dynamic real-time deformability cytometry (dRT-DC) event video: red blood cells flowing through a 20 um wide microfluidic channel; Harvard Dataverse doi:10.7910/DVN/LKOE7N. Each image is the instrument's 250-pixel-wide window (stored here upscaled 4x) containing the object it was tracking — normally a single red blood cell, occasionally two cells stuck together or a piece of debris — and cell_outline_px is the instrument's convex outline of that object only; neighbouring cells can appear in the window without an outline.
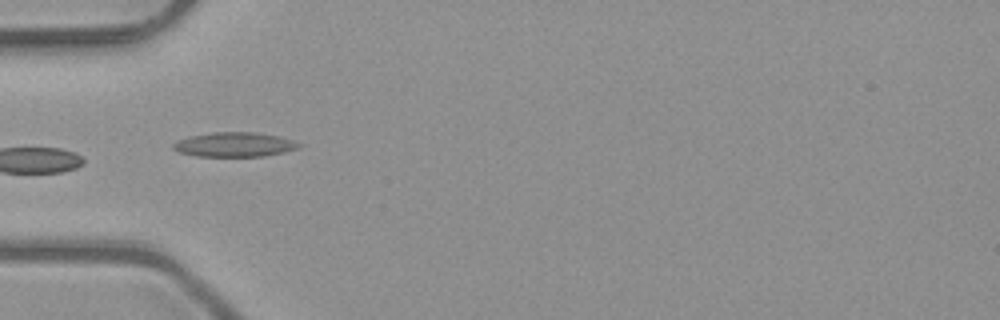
{"species": "common noctule bat (a hibernating species)", "species_latin": "Nyctalus noctula", "temperature_condition": "room temperature", "stored_images_in_passage": 5, "camera_frame_rate_fps": 3000, "um_per_image_px": 0.085, "animal": {"sex": "male", "body_mass_g": 23.1, "forearm_length_mm": 52.7}, "frame": {"image": 1, "passage_image": 5, "time_ms": 1.333, "image_size_px": [1000, 320], "cell_outline_px": [[300, 144], [296, 148], [284, 152], [264, 156], [196, 156], [180, 152], [172, 148], [172, 144], [188, 136], [212, 132], [256, 132], [276, 136]], "centroid_in_image_um": [19.85, 12.28], "position_along_channel_um": 65.1, "area_um2": 17.57}}